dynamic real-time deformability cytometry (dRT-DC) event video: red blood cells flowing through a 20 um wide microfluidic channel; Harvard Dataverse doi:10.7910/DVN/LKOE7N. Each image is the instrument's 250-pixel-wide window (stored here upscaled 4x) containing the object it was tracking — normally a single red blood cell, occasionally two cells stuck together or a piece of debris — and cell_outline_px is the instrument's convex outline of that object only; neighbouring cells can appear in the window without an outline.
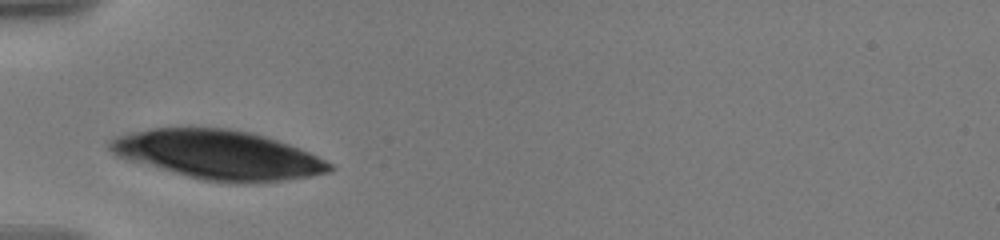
{"species": "human", "species_latin": "Homo sapiens", "temperature_condition": "warm", "stored_images_in_passage": 24, "camera_frame_rate_fps": 3000, "um_per_image_px": 0.085, "donor": {"sex": "male"}, "frame": {"image": 1, "passage_image": 1, "time_ms": 0.0, "image_size_px": [1000, 240], "cell_outline_px": [[336, 168], [332, 172], [284, 180], [256, 184], [236, 184], [204, 180], [188, 176], [128, 160], [116, 156], [108, 148], [108, 140], [116, 136], [128, 132], [152, 128], [228, 128], [252, 132], [300, 148], [332, 164]], "centroid_in_image_um": [18.55, 13.16], "position_along_channel_um": 66.4, "area_um2": 62.94}}
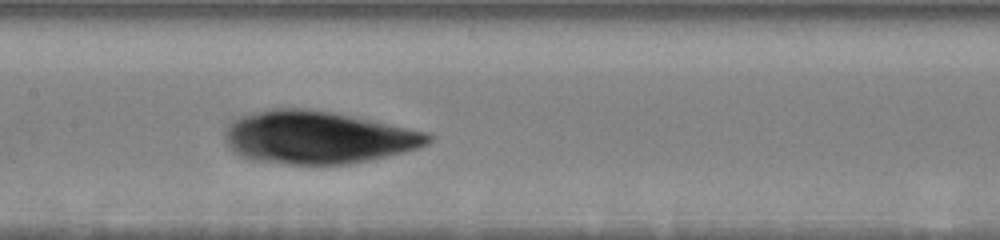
{"frame": {"image": 2, "passage_image": 9, "time_ms": 3.333, "image_size_px": [1000, 240], "cell_outline_px": [[432, 140], [428, 144], [404, 152], [352, 164], [288, 164], [252, 160], [240, 156], [228, 148], [224, 136], [224, 132], [228, 124], [236, 116], [268, 108], [308, 108], [332, 112], [372, 120], [428, 132], [432, 136]], "centroid_in_image_um": [26.95, 11.67], "position_along_channel_um": 180.5, "area_um2": 62.89}}
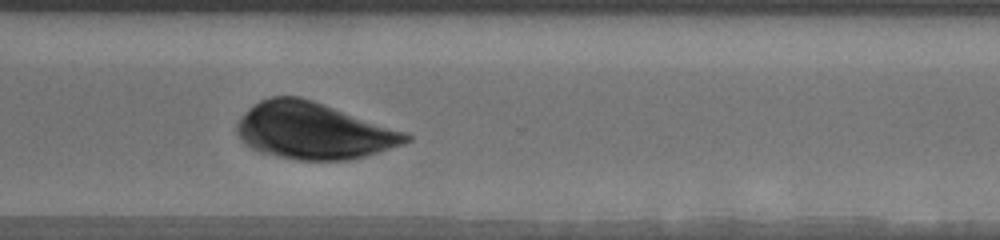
{"frame": {"image": 3, "passage_image": 20, "time_ms": 8.0, "image_size_px": [1000, 240], "cell_outline_px": [[412, 140], [404, 144], [364, 156], [348, 160], [300, 160], [276, 156], [260, 152], [244, 144], [240, 140], [236, 132], [236, 124], [240, 116], [252, 104], [260, 100], [272, 96], [300, 96], [408, 132], [412, 136]], "centroid_in_image_um": [26.63, 11.11], "position_along_channel_um": 344.0, "area_um2": 56.01}}